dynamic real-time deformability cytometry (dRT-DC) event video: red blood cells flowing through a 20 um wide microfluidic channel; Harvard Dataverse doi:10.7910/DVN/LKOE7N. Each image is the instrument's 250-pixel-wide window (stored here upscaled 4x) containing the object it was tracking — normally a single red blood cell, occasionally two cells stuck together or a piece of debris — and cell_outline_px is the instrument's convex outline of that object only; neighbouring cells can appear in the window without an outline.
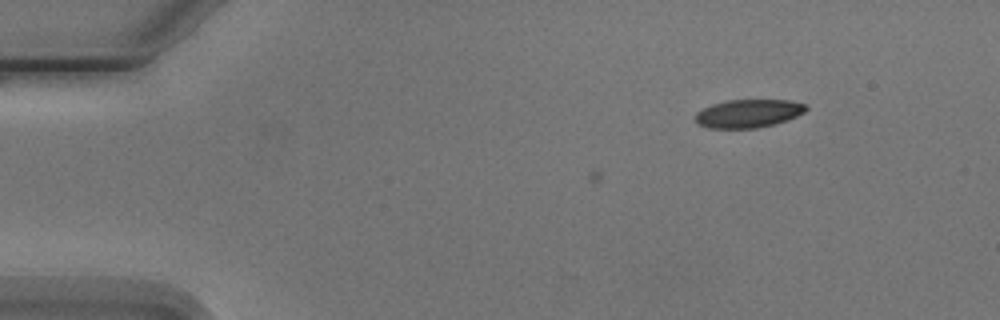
{"species": "Egyptian fruit bat (a non-hibernating species)", "species_latin": "Rousettus aegyptiacus", "temperature_condition": "cold", "stored_images_in_passage": 4, "camera_frame_rate_fps": 3000, "um_per_image_px": 0.085, "animal": {"sex": "male"}, "frame": {"image": 1, "passage_image": 1, "time_ms": 0.0, "image_size_px": [1000, 320], "cell_outline_px": [[808, 108], [804, 112], [796, 116], [772, 124], [756, 128], [708, 128], [696, 124], [696, 112], [712, 104], [728, 100], [788, 100], [804, 104]], "centroid_in_image_um": [63.56, 9.64], "position_along_channel_um": 21.4, "area_um2": 17.98}}
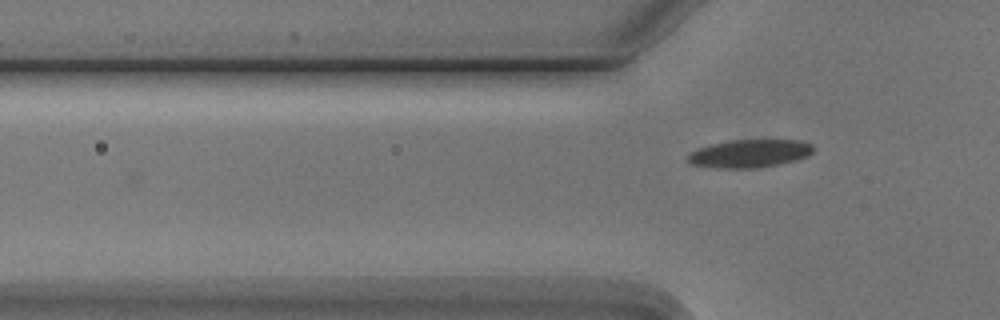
{"frame": {"image": 2, "passage_image": 4, "time_ms": 3.333, "image_size_px": [1000, 320], "cell_outline_px": [[816, 148], [808, 156], [796, 160], [780, 164], [752, 168], [716, 168], [692, 164], [688, 160], [688, 152], [696, 148], [728, 140], [796, 140], [812, 144]], "centroid_in_image_um": [63.71, 13.04], "position_along_channel_um": 62.1, "area_um2": 20.58}}